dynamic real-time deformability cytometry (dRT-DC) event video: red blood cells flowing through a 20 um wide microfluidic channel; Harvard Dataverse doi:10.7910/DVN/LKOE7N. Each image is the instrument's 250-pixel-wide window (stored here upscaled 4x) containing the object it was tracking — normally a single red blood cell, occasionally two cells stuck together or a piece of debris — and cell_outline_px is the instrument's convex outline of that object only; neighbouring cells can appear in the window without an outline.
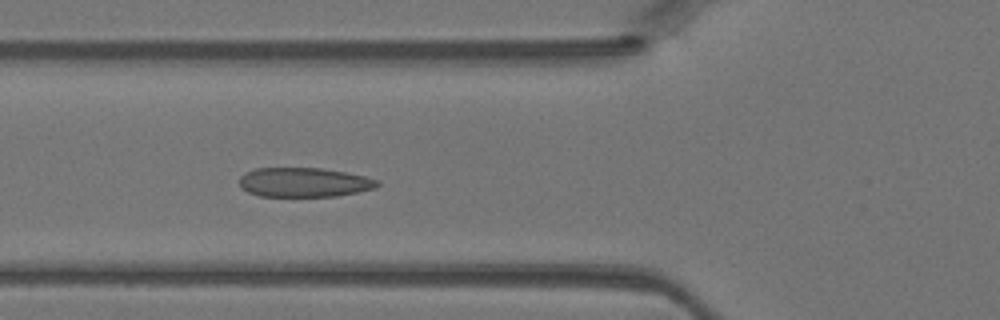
{"species": "Egyptian fruit bat (a non-hibernating species)", "species_latin": "Rousettus aegyptiacus", "temperature_condition": "warm", "stored_images_in_passage": 45, "segment_of_instrument_passage": [1, 2], "camera_frame_rate_fps": 3000, "um_per_image_px": 0.085, "animal": {"sex": "female"}, "frame": {"image": 1, "passage_image": 15, "time_ms": 4.667, "image_size_px": [1000, 320], "cell_outline_px": [[380, 184], [376, 188], [336, 196], [260, 196], [248, 192], [240, 188], [240, 176], [244, 172], [256, 168], [320, 168], [344, 172], [364, 176], [380, 180]], "centroid_in_image_um": [25.83, 15.49], "position_along_channel_um": 100.0, "area_um2": 23.64}}
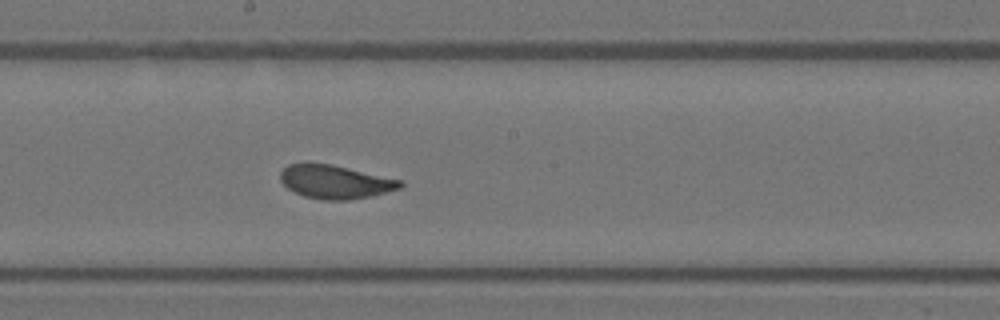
{"frame": {"image": 2, "passage_image": 23, "time_ms": 7.333, "image_size_px": [1000, 320], "cell_outline_px": [[404, 184], [400, 188], [372, 196], [348, 200], [324, 200], [304, 196], [288, 188], [280, 180], [280, 172], [288, 164], [332, 164], [404, 180]], "centroid_in_image_um": [28.54, 15.46], "position_along_channel_um": 219.7, "area_um2": 23.35}}
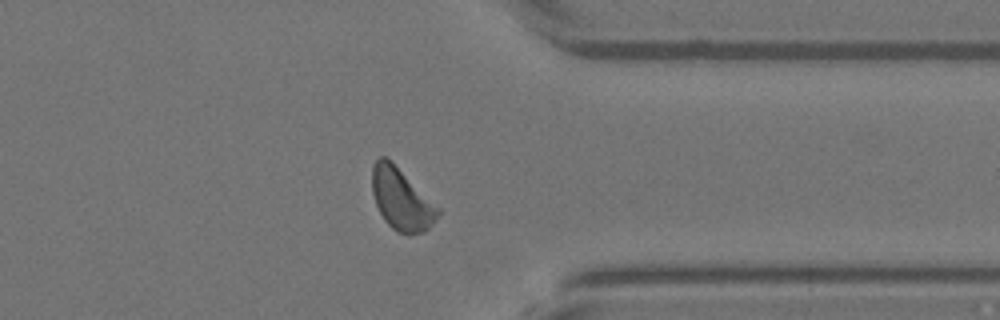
{"frame": {"image": 3, "passage_image": 34, "time_ms": 11.0, "image_size_px": [1000, 320], "cell_outline_px": [[440, 212], [436, 220], [424, 232], [408, 236], [396, 232], [384, 220], [376, 204], [372, 192], [372, 164], [380, 156], [384, 156], [392, 160], [440, 208]], "centroid_in_image_um": [34.12, 16.94], "position_along_channel_um": 377.3, "area_um2": 24.04}}